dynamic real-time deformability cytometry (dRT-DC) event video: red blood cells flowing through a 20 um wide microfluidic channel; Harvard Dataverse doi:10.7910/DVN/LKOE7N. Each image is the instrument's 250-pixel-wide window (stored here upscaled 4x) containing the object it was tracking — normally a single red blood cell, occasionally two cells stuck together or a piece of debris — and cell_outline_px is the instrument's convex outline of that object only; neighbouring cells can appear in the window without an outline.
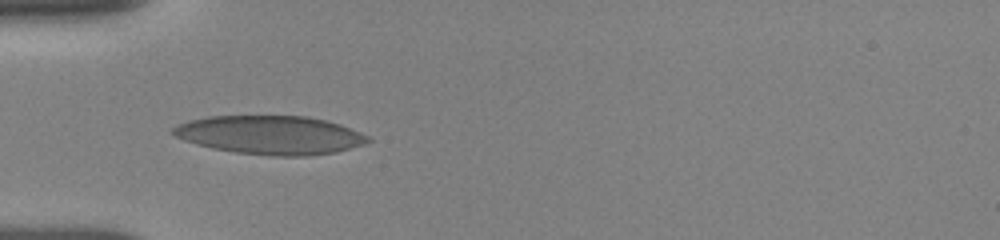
{"species": "human", "species_latin": "Homo sapiens", "temperature_condition": "room temperature", "stored_images_in_passage": 4, "camera_frame_rate_fps": 3000, "um_per_image_px": 0.085, "donor": {"sex": "female"}, "frame": {"image": 1, "passage_image": 1, "time_ms": 0.0, "image_size_px": [1000, 240], "cell_outline_px": [[372, 140], [364, 144], [336, 152], [304, 156], [272, 156], [236, 152], [212, 148], [184, 140], [176, 136], [172, 132], [172, 128], [180, 124], [192, 120], [208, 116], [308, 116], [340, 124], [360, 132], [368, 136]], "centroid_in_image_um": [23.01, 11.48], "position_along_channel_um": 62.0, "area_um2": 43.58}}
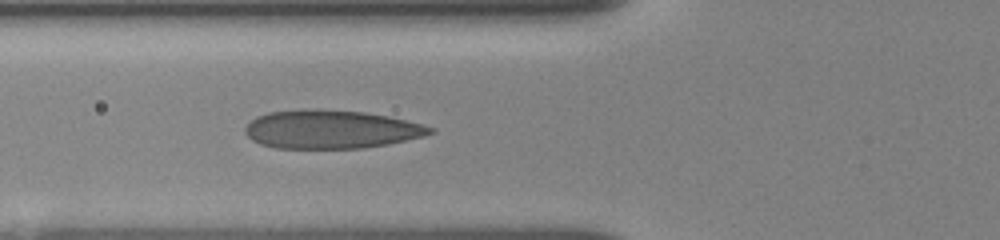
{"frame": {"image": 2, "passage_image": 4, "time_ms": 1.0, "image_size_px": [1000, 240], "cell_outline_px": [[436, 132], [424, 136], [388, 144], [364, 148], [276, 148], [260, 144], [252, 140], [244, 132], [244, 128], [256, 116], [268, 112], [316, 108], [364, 112], [388, 116], [436, 128]], "centroid_in_image_um": [28.13, 10.99], "position_along_channel_um": 97.7, "area_um2": 41.56}}